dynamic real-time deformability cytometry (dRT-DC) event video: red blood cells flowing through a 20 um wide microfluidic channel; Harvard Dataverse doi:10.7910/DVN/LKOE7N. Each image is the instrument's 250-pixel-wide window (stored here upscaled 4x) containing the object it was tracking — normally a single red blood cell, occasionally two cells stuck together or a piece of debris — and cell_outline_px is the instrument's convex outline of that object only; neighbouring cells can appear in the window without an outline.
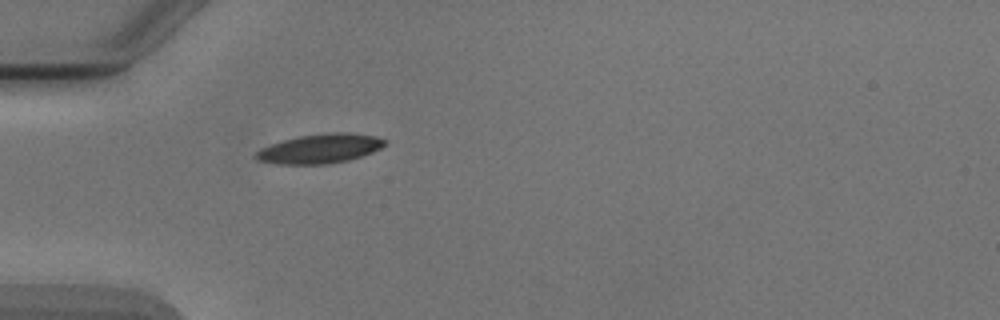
{"species": "Egyptian fruit bat (a non-hibernating species)", "species_latin": "Rousettus aegyptiacus", "temperature_condition": "cold", "stored_images_in_passage": 1, "camera_frame_rate_fps": 3000, "um_per_image_px": 0.085, "animal": {"sex": "male"}, "frame": {"image": 1, "passage_image": 1, "time_ms": 0.0, "image_size_px": [1000, 320], "cell_outline_px": [[388, 144], [372, 152], [348, 160], [328, 164], [276, 164], [256, 160], [252, 156], [260, 148], [284, 140], [300, 136], [336, 132], [348, 132], [376, 136], [388, 140]], "centroid_in_image_um": [27.2, 12.64], "position_along_channel_um": 57.8, "area_um2": 22.08}}